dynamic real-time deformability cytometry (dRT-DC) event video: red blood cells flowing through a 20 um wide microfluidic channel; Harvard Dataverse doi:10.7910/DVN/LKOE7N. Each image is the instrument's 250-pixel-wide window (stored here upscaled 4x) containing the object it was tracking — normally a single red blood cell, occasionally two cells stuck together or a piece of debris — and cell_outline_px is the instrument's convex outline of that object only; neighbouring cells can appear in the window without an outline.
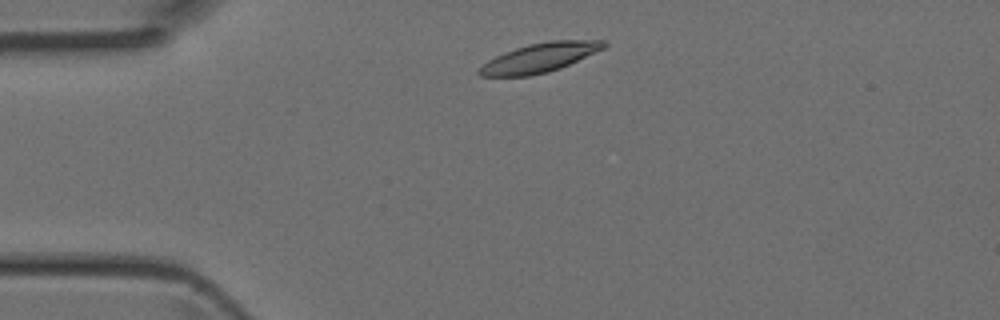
{"species": "Egyptian fruit bat (a non-hibernating species)", "species_latin": "Rousettus aegyptiacus", "temperature_condition": "room temperature", "stored_images_in_passage": 2, "camera_frame_rate_fps": 3000, "um_per_image_px": 0.085, "animal": {"sex": "female"}, "frame": {"image": 1, "passage_image": 1, "time_ms": 0.0, "image_size_px": [1000, 320], "cell_outline_px": [[608, 44], [604, 48], [560, 68], [548, 72], [528, 76], [480, 76], [476, 72], [476, 68], [488, 60], [504, 52], [528, 44], [548, 40], [604, 40]], "centroid_in_image_um": [45.82, 4.9], "position_along_channel_um": 39.2, "area_um2": 21.21}}